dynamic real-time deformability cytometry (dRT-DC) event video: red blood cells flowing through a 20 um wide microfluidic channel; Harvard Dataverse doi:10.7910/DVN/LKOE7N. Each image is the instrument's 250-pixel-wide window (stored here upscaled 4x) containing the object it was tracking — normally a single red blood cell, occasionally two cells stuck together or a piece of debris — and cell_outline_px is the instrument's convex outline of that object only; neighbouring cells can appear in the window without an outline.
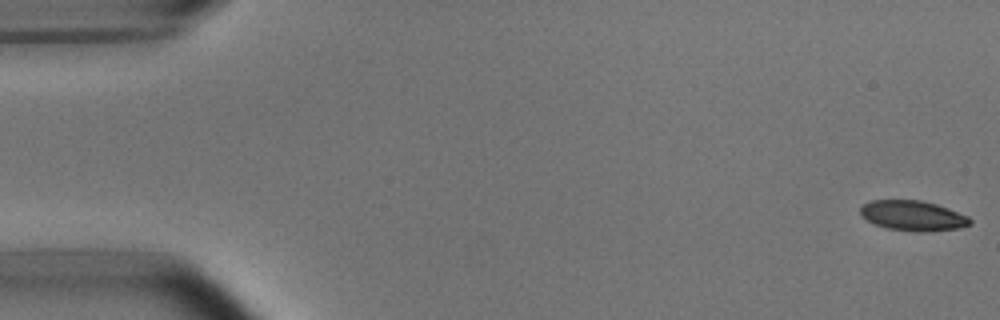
{"species": "common noctule bat (a hibernating species)", "species_latin": "Nyctalus noctula", "temperature_condition": "room temperature", "stored_images_in_passage": 53, "camera_frame_rate_fps": 3000, "um_per_image_px": 0.085, "animal": {"sex": "male", "body_mass_g": 15.6}, "frame": {"image": 1, "passage_image": 1, "time_ms": 0.0, "image_size_px": [1000, 320], "cell_outline_px": [[972, 224], [960, 228], [924, 232], [916, 232], [888, 228], [876, 224], [868, 220], [860, 212], [860, 208], [864, 204], [872, 200], [920, 200], [936, 204], [948, 208], [968, 216], [972, 220]], "centroid_in_image_um": [77.64, 18.33], "position_along_channel_um": 7.4, "area_um2": 19.13}}
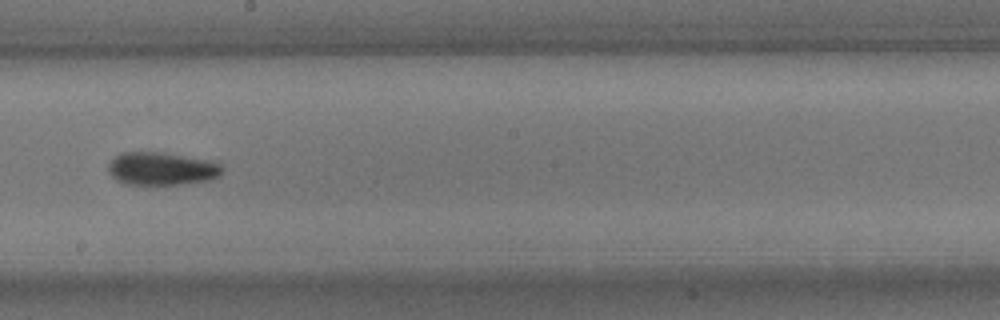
{"frame": {"image": 2, "passage_image": 30, "time_ms": 9.667, "image_size_px": [1000, 320], "cell_outline_px": [[224, 172], [220, 176], [212, 180], [180, 184], [124, 184], [116, 180], [108, 172], [108, 164], [120, 152], [156, 152], [212, 160], [220, 164], [224, 168]], "centroid_in_image_um": [13.77, 14.34], "position_along_channel_um": 234.4, "area_um2": 22.02}}
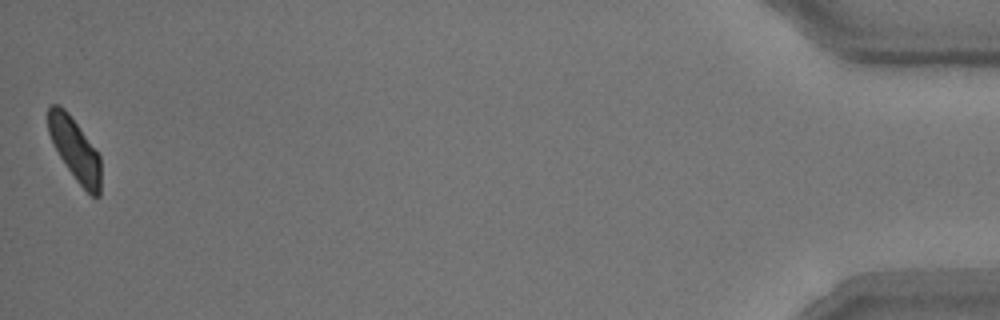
{"frame": {"image": 3, "passage_image": 53, "time_ms": 17.333, "image_size_px": [1000, 320], "cell_outline_px": [[100, 196], [92, 196], [76, 180], [60, 156], [48, 132], [48, 108], [52, 104], [60, 104], [68, 112], [100, 156]], "centroid_in_image_um": [6.36, 12.67], "position_along_channel_um": 428.8, "area_um2": 18.67}, "authors_computed_cell_mechanics": {"area_um2": 20.8658, "velocity_mm_per_s": 3.7526, "shape_relaxation_time_tau1_ms": 3.2256, "shape_relaxation_time_tau2_ms": 2.1667, "deformation_change_tau1": 0.1115, "deformation_change_tau2": 0.0689}}